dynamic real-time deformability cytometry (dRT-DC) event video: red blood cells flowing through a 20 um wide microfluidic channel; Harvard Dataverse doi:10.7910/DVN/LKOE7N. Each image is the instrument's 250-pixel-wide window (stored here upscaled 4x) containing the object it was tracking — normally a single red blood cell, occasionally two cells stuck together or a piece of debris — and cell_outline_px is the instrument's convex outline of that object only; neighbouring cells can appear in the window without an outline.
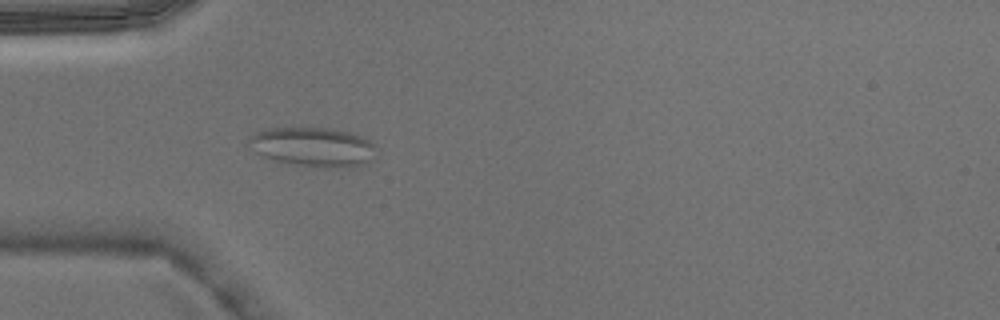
{"species": "Egyptian fruit bat (a non-hibernating species)", "species_latin": "Rousettus aegyptiacus", "temperature_condition": "warm", "stored_images_in_passage": 3, "camera_frame_rate_fps": 3000, "um_per_image_px": 0.085, "animal": {"sex": "male"}, "frame": {"image": 1, "passage_image": 3, "time_ms": 0.667, "image_size_px": [1000, 320], "cell_outline_px": [[376, 160], [352, 168], [332, 168], [296, 164], [276, 160], [264, 156], [256, 152], [248, 140], [256, 132], [268, 128], [328, 128], [352, 132], [364, 136], [376, 144]], "centroid_in_image_um": [26.76, 12.49], "position_along_channel_um": 58.2, "area_um2": 29.42}}